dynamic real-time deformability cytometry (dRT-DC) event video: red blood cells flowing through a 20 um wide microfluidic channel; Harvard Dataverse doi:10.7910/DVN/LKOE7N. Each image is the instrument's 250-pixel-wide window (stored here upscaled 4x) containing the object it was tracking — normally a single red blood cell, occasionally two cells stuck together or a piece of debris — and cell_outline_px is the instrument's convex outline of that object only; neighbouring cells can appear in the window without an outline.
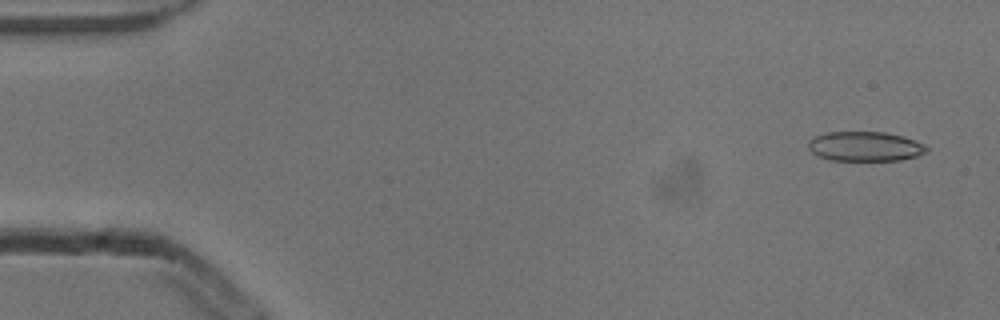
{"species": "common noctule bat (a hibernating species)", "species_latin": "Nyctalus noctula", "temperature_condition": "cold", "stored_images_in_passage": 6, "camera_frame_rate_fps": 3000, "um_per_image_px": 0.085, "animal": {"sex": "male", "body_mass_g": 13.3}, "frame": {"image": 1, "passage_image": 1, "time_ms": 0.0, "image_size_px": [1000, 320], "cell_outline_px": [[928, 152], [916, 156], [900, 160], [828, 160], [812, 152], [808, 148], [808, 140], [816, 136], [828, 132], [884, 132], [904, 136], [924, 144], [928, 148]], "centroid_in_image_um": [73.54, 12.44], "position_along_channel_um": 11.5, "area_um2": 20.4}}
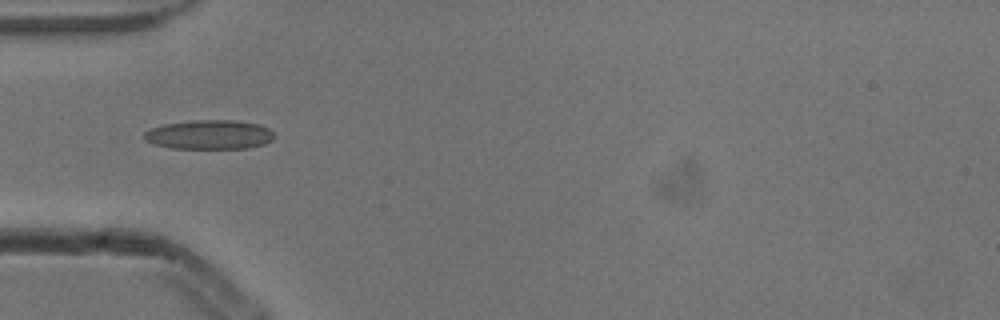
{"frame": {"image": 2, "passage_image": 5, "time_ms": 1.333, "image_size_px": [1000, 320], "cell_outline_px": [[276, 136], [272, 140], [264, 144], [248, 148], [172, 148], [152, 144], [144, 140], [144, 132], [152, 128], [164, 124], [192, 120], [236, 120], [260, 124], [268, 128]], "centroid_in_image_um": [17.8, 11.44], "position_along_channel_um": 67.2, "area_um2": 22.31}}
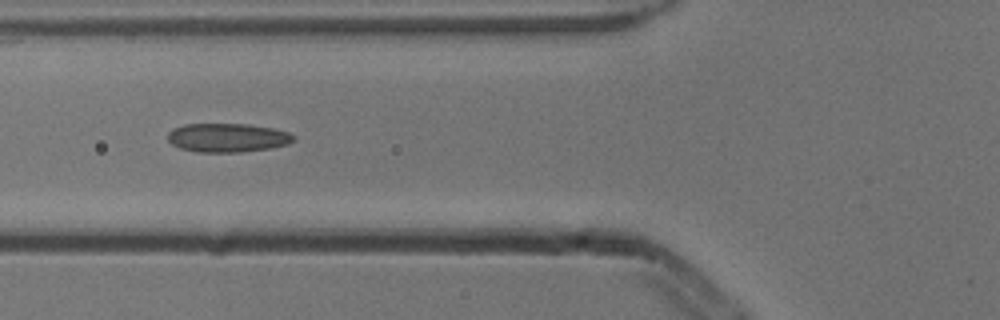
{"frame": {"image": 3, "passage_image": 6, "time_ms": 1.667, "image_size_px": [1000, 320], "cell_outline_px": [[296, 136], [288, 144], [268, 148], [240, 152], [196, 152], [180, 148], [172, 144], [168, 140], [168, 132], [172, 128], [184, 124], [248, 124], [272, 128], [288, 132]], "centroid_in_image_um": [19.3, 11.7], "position_along_channel_um": 106.5, "area_um2": 21.1}}